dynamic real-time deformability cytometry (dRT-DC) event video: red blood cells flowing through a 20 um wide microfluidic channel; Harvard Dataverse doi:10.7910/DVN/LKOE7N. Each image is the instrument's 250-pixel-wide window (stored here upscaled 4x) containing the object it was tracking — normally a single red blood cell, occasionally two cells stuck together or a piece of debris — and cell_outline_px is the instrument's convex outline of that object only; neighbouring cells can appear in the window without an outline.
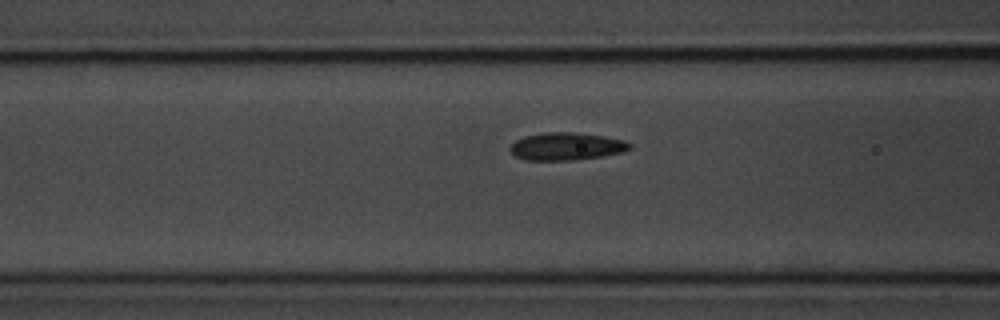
{"species": "common noctule bat (a hibernating species)", "species_latin": "Nyctalus noctula", "temperature_condition": "room temperature", "stored_images_in_passage": 15, "camera_frame_rate_fps": 3000, "um_per_image_px": 0.085, "animal": {"sex": "male", "body_mass_g": 20.1, "forearm_length_mm": 53.5}, "frame": {"image": 1, "passage_image": 13, "time_ms": 4.0, "image_size_px": [1000, 320], "cell_outline_px": [[632, 148], [624, 152], [600, 156], [572, 160], [524, 160], [516, 156], [508, 148], [516, 140], [524, 136], [544, 132], [572, 132], [604, 136], [624, 140], [632, 144]], "centroid_in_image_um": [48.15, 12.44], "position_along_channel_um": 118.5, "area_um2": 19.25}}